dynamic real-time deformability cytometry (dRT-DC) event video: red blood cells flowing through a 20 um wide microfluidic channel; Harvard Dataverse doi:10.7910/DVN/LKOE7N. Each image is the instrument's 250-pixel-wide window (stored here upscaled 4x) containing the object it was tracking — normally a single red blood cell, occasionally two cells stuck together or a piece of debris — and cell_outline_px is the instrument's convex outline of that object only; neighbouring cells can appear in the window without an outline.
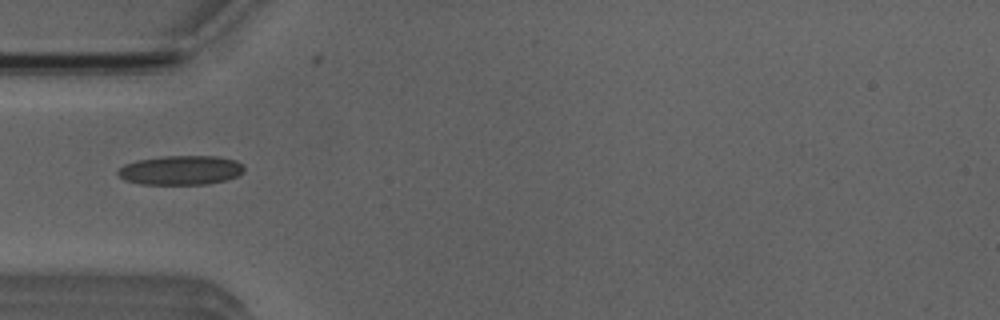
{"species": "Egyptian fruit bat (a non-hibernating species)", "species_latin": "Rousettus aegyptiacus", "temperature_condition": "room temperature", "stored_images_in_passage": 5, "camera_frame_rate_fps": 3000, "um_per_image_px": 0.085, "animal": {"sex": "male"}, "frame": {"image": 1, "passage_image": 5, "time_ms": 4.667, "image_size_px": [1000, 320], "cell_outline_px": [[244, 172], [236, 176], [224, 180], [208, 184], [140, 184], [124, 180], [116, 172], [124, 164], [136, 160], [160, 156], [216, 156], [236, 160], [244, 164]], "centroid_in_image_um": [15.36, 14.46], "position_along_channel_um": 69.6, "area_um2": 21.68}}